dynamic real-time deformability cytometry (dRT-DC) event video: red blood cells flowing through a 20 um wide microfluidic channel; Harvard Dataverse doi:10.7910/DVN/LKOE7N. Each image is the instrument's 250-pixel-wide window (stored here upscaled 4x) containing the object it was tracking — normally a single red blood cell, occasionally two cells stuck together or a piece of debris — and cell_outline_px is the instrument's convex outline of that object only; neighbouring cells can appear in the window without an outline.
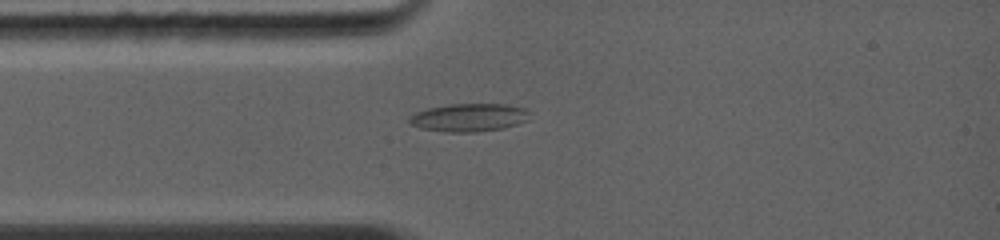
{"species": "common noctule bat (a hibernating species)", "species_latin": "Nyctalus noctula", "temperature_condition": "warm", "stored_images_in_passage": 77, "camera_frame_rate_fps": 5000, "um_per_image_px": 0.085, "animal": {"sex": "female", "body_mass_g": 19.0, "forearm_length_mm": 56.7}, "frame": {"image": 1, "passage_image": 1, "time_ms": 0.0, "image_size_px": [1000, 240], "cell_outline_px": [[528, 120], [504, 128], [476, 132], [444, 132], [420, 128], [412, 124], [408, 120], [408, 116], [416, 112], [428, 108], [448, 104], [508, 104], [528, 108]], "centroid_in_image_um": [39.86, 9.98], "position_along_channel_um": 45.1, "area_um2": 19.83}}
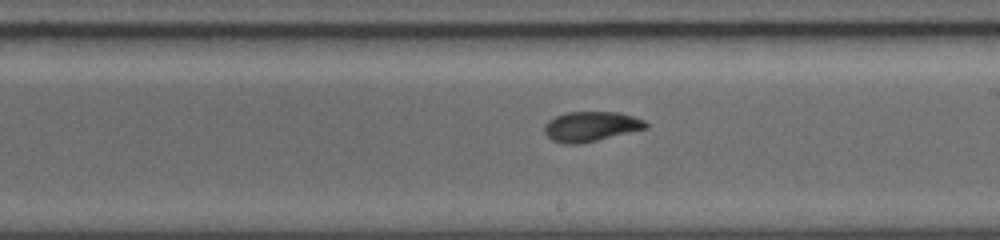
{"frame": {"image": 2, "passage_image": 30, "time_ms": 4.4, "image_size_px": [1000, 240], "cell_outline_px": [[648, 128], [580, 144], [564, 144], [552, 140], [544, 132], [544, 124], [548, 120], [556, 116], [568, 112], [616, 112], [632, 116], [644, 120], [648, 124]], "centroid_in_image_um": [50.21, 10.75], "position_along_channel_um": 238.8, "area_um2": 17.63}}
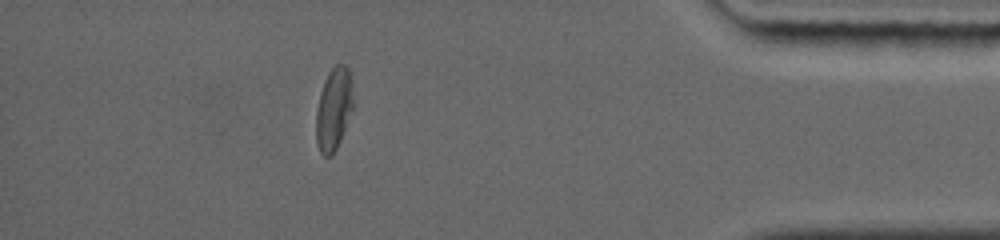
{"frame": {"image": 3, "passage_image": 58, "time_ms": 9.2, "image_size_px": [1000, 240], "cell_outline_px": [[352, 108], [340, 140], [332, 156], [324, 156], [320, 152], [316, 140], [316, 112], [320, 92], [324, 80], [328, 72], [336, 64], [344, 64], [348, 68], [352, 92]], "centroid_in_image_um": [28.33, 9.26], "position_along_channel_um": 406.9, "area_um2": 17.51}, "authors_computed_cell_mechanics": {"area_um2": 17.7446, "velocity_mm_per_s": 4.4285, "shape_relaxation_time_tau1_ms": null, "shape_relaxation_time_tau2_ms": 2.9577, "deformation_change_tau1": null, "deformation_change_tau2": 0.0857}}